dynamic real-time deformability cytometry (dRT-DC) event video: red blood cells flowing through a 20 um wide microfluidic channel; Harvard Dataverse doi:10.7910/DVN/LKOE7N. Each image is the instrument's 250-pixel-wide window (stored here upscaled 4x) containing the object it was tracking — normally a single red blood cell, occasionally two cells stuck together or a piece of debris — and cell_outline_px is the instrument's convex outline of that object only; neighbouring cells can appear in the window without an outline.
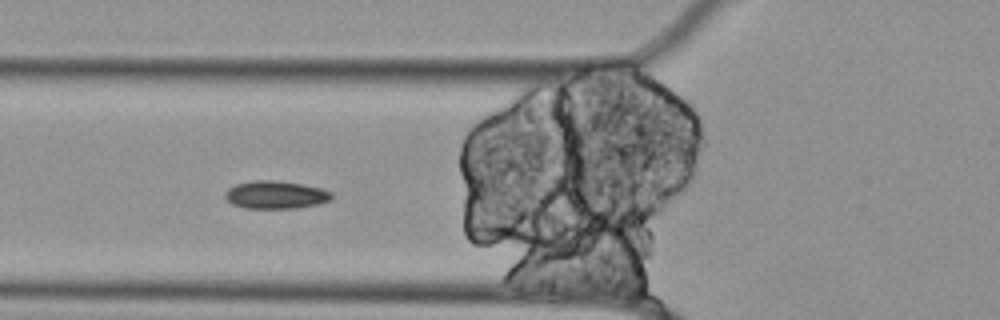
{"species": "Egyptian fruit bat (a non-hibernating species)", "species_latin": "Rousettus aegyptiacus", "temperature_condition": "cold", "stored_images_in_passage": 35, "segment_of_instrument_passage": [2, 2], "camera_frame_rate_fps": 3000, "um_per_image_px": 0.085, "animal": {"sex": "female"}, "frame": {"image": 1, "passage_image": 8, "time_ms": 2.333, "image_size_px": [1000, 320], "cell_outline_px": [[332, 196], [328, 200], [316, 204], [296, 208], [244, 208], [232, 204], [224, 196], [224, 192], [228, 188], [236, 184], [252, 180], [276, 180], [300, 184], [320, 188], [332, 192]], "centroid_in_image_um": [23.37, 16.55], "position_along_channel_um": 102.4, "area_um2": 17.17}}
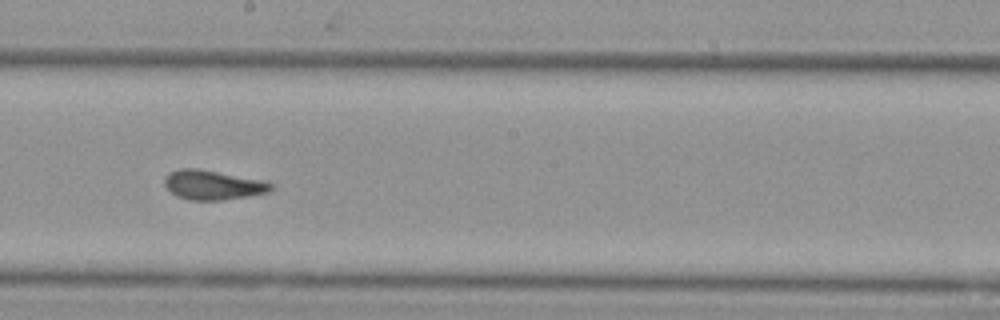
{"frame": {"image": 2, "passage_image": 19, "time_ms": 6.0, "image_size_px": [1000, 320], "cell_outline_px": [[272, 188], [268, 192], [248, 196], [220, 200], [188, 200], [176, 196], [164, 184], [164, 176], [168, 172], [180, 168], [200, 168], [260, 180], [272, 184]], "centroid_in_image_um": [18.02, 15.71], "position_along_channel_um": 230.2, "area_um2": 18.21}}
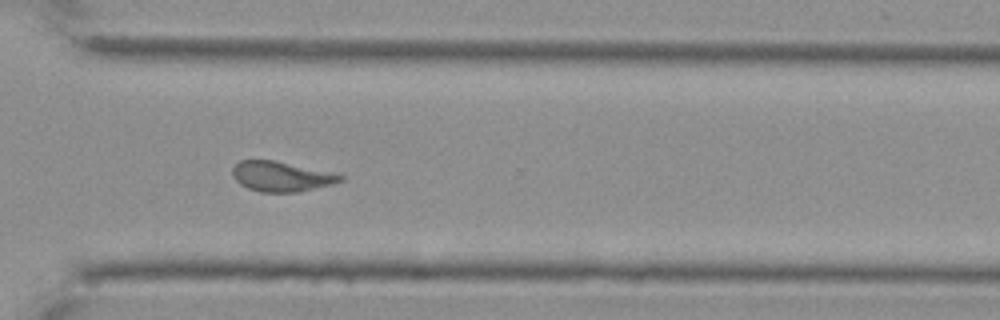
{"frame": {"image": 3, "passage_image": 29, "time_ms": 9.333, "image_size_px": [1000, 320], "cell_outline_px": [[344, 180], [332, 184], [296, 192], [260, 192], [248, 188], [240, 184], [232, 176], [232, 168], [240, 160], [272, 160], [344, 176]], "centroid_in_image_um": [23.83, 15.01], "position_along_channel_um": 346.8, "area_um2": 18.38}}